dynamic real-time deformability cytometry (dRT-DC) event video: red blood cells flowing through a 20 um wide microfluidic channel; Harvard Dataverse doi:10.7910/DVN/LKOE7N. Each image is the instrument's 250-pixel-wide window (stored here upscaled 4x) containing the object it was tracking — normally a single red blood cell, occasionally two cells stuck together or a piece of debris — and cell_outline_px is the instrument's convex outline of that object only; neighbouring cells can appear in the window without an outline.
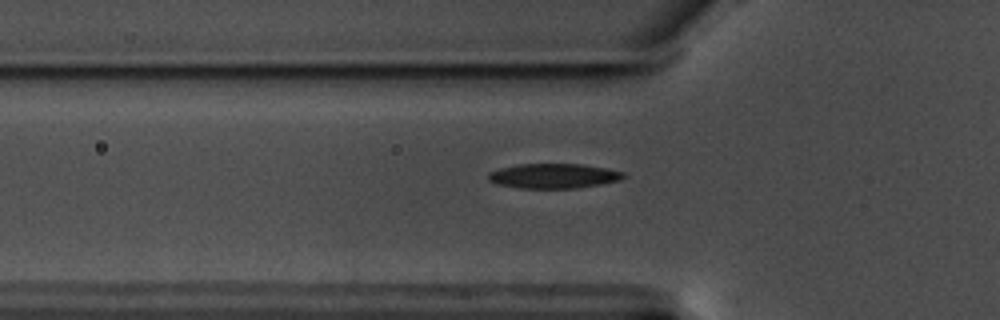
{"species": "common noctule bat (a hibernating species)", "species_latin": "Nyctalus noctula", "temperature_condition": "warm", "stored_images_in_passage": 43, "segment_of_instrument_passage": [1, 2], "camera_frame_rate_fps": 3000, "um_per_image_px": 0.085, "animal": {"sex": "male", "body_mass_g": 17.5, "forearm_length_mm": 52.3}, "frame": {"image": 1, "passage_image": 4, "time_ms": 1.0, "image_size_px": [1000, 320], "cell_outline_px": [[628, 176], [620, 180], [600, 184], [576, 188], [520, 188], [496, 184], [488, 180], [488, 172], [500, 168], [520, 164], [584, 164], [608, 168], [624, 172]], "centroid_in_image_um": [47.08, 14.95], "position_along_channel_um": 78.7, "area_um2": 19.65}}
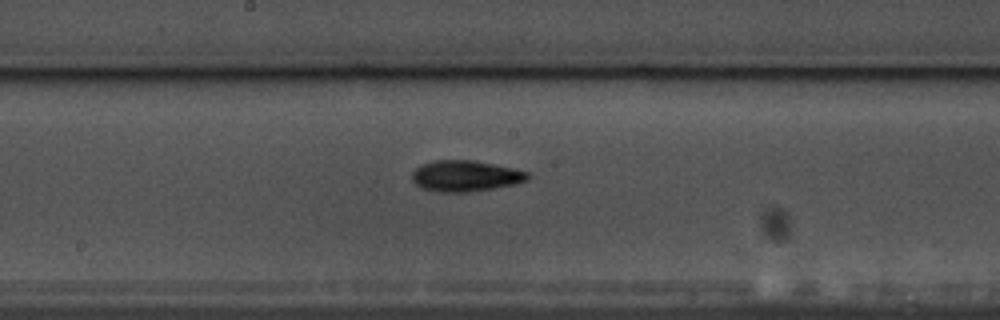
{"frame": {"image": 2, "passage_image": 15, "time_ms": 4.667, "image_size_px": [1000, 320], "cell_outline_px": [[532, 176], [528, 180], [516, 184], [468, 192], [436, 192], [420, 188], [412, 180], [412, 172], [420, 164], [432, 160], [476, 160], [512, 168], [528, 172]], "centroid_in_image_um": [39.54, 14.95], "position_along_channel_um": 208.7, "area_um2": 21.15}}
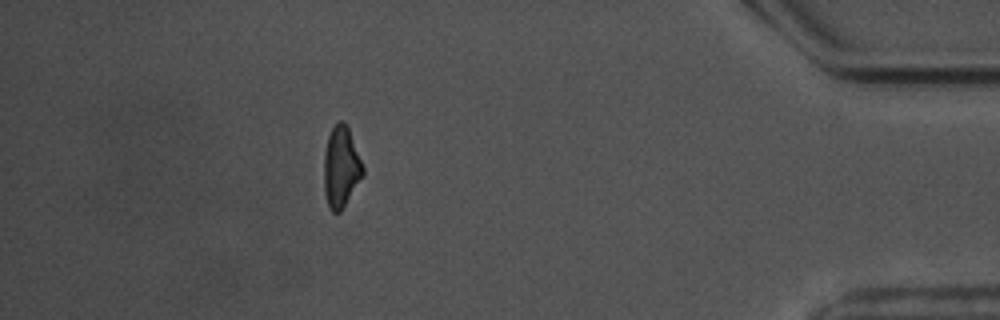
{"frame": {"image": 3, "passage_image": 36, "time_ms": 11.667, "image_size_px": [1000, 320], "cell_outline_px": [[364, 176], [340, 212], [332, 212], [328, 204], [324, 192], [324, 152], [328, 136], [332, 128], [340, 120], [344, 120], [348, 124], [364, 168]], "centroid_in_image_um": [29.0, 14.17], "position_along_channel_um": 406.2, "area_um2": 18.61}}